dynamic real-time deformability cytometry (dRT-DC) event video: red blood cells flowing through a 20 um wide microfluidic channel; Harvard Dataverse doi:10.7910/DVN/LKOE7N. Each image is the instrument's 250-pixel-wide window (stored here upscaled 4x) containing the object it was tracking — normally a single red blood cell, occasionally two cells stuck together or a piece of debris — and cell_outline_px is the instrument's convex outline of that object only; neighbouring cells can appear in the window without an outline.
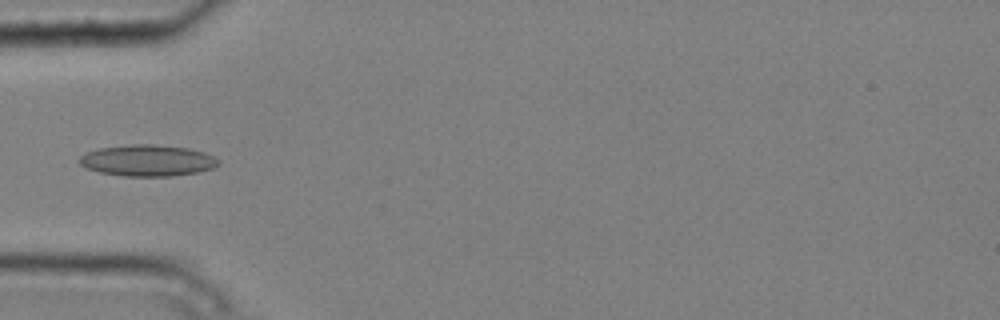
{"species": "common noctule bat (a hibernating species)", "species_latin": "Nyctalus noctula", "temperature_condition": "cold", "stored_images_in_passage": 5, "camera_frame_rate_fps": 3000, "um_per_image_px": 0.085, "animal": {"sex": "male", "body_mass_g": 20.4}, "frame": {"image": 1, "passage_image": 5, "time_ms": 1.333, "image_size_px": [1000, 320], "cell_outline_px": [[220, 164], [212, 168], [196, 172], [172, 176], [124, 176], [100, 172], [88, 168], [80, 164], [76, 160], [84, 152], [100, 148], [132, 144], [152, 144], [188, 148], [204, 152], [220, 160]], "centroid_in_image_um": [12.52, 13.64], "position_along_channel_um": 72.5, "area_um2": 25.37}}